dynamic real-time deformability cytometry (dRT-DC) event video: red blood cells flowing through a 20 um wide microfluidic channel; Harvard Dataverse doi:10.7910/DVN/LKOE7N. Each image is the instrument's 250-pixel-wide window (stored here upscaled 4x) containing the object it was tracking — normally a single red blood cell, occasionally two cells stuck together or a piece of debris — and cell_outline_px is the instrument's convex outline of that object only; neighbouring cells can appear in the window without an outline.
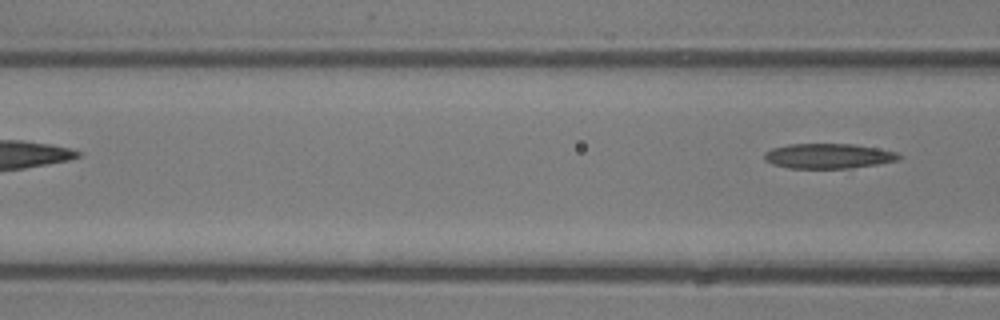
{"species": "common noctule bat (a hibernating species)", "species_latin": "Nyctalus noctula", "temperature_condition": "room temperature", "stored_images_in_passage": 4, "camera_frame_rate_fps": 3000, "um_per_image_px": 0.085, "animal": {"sex": "male", "body_mass_g": 13.3}, "frame": {"image": 1, "passage_image": 4, "time_ms": 3.333, "image_size_px": [1000, 320], "cell_outline_px": [[904, 156], [896, 160], [876, 164], [852, 168], [788, 168], [772, 164], [764, 160], [764, 152], [772, 148], [788, 144], [856, 144], [896, 152]], "centroid_in_image_um": [70.38, 13.26], "position_along_channel_um": 96.2, "area_um2": 19.59}}